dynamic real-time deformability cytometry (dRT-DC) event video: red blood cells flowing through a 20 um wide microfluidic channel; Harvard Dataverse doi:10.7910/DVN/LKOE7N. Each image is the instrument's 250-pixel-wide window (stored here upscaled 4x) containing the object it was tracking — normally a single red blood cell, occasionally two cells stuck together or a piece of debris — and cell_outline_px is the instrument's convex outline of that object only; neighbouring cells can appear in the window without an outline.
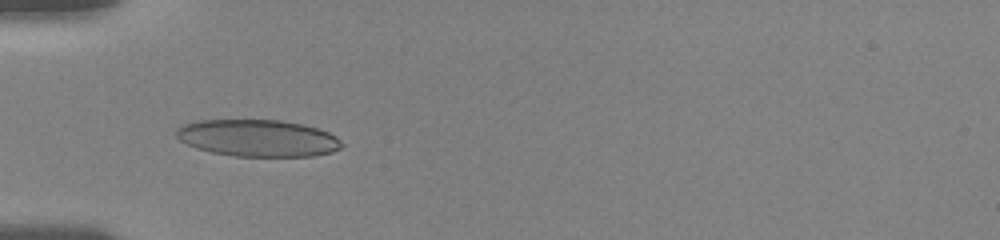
{"species": "human", "species_latin": "Homo sapiens", "temperature_condition": "room temperature", "stored_images_in_passage": 11, "camera_frame_rate_fps": 3000, "um_per_image_px": 0.085, "donor": {"sex": "female"}, "frame": {"image": 1, "passage_image": 10, "time_ms": 4.333, "image_size_px": [1000, 240], "cell_outline_px": [[344, 144], [340, 148], [332, 152], [312, 156], [232, 156], [212, 152], [196, 148], [180, 140], [176, 136], [176, 128], [184, 124], [196, 120], [280, 120], [300, 124], [316, 128], [328, 132], [336, 136]], "centroid_in_image_um": [21.9, 11.74], "position_along_channel_um": 63.1, "area_um2": 35.55}}